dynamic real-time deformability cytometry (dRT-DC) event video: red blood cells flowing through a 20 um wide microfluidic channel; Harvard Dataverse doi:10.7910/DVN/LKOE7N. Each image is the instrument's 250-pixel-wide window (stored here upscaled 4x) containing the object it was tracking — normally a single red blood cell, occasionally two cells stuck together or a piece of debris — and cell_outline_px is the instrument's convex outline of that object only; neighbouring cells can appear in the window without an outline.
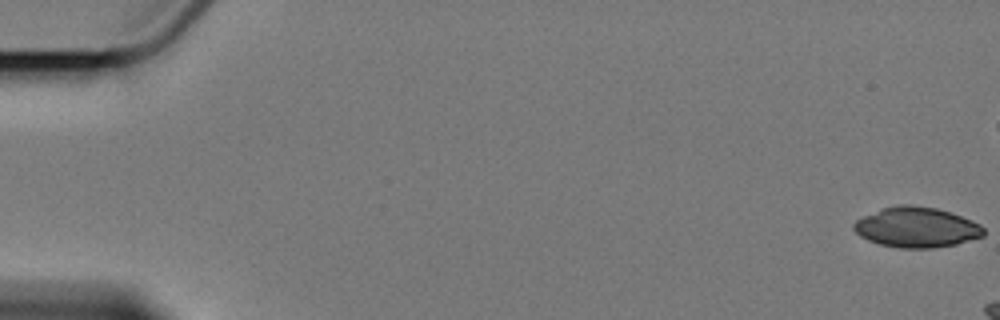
{"species": "Egyptian fruit bat (a non-hibernating species)", "species_latin": "Rousettus aegyptiacus", "temperature_condition": "cold", "stored_images_in_passage": 4, "camera_frame_rate_fps": 3000, "um_per_image_px": 0.085, "animal": {"sex": "female"}, "frame": {"image": 1, "passage_image": 1, "time_ms": 0.0, "image_size_px": [1000, 320], "cell_outline_px": [[984, 236], [956, 244], [932, 248], [900, 248], [880, 244], [868, 240], [860, 236], [852, 228], [852, 224], [856, 220], [864, 216], [884, 208], [896, 204], [912, 204], [936, 208], [972, 220], [980, 224], [984, 228]], "centroid_in_image_um": [77.9, 19.32], "position_along_channel_um": 7.1, "area_um2": 30.4}}